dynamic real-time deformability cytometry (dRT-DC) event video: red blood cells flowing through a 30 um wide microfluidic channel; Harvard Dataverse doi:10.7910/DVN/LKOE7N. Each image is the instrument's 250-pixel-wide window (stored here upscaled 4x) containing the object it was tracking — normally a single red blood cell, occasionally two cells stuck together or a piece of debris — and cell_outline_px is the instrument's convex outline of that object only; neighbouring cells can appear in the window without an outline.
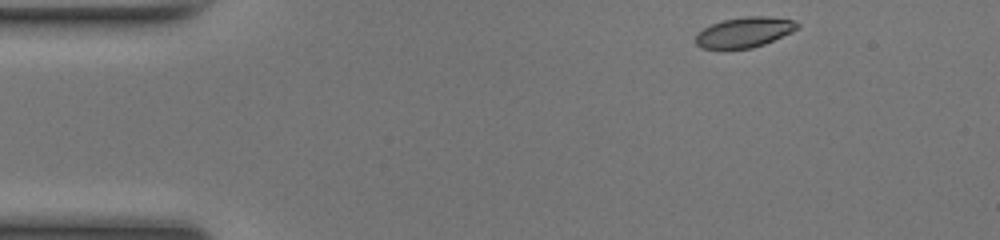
{"species": "common noctule bat (a hibernating species)", "species_latin": "Nyctalus noctula", "temperature_condition": "room temperature", "stored_images_in_passage": 44, "camera_frame_rate_fps": 3000, "um_per_image_px": 0.085, "animal": {"sex": "female", "body_mass_g": 17.0, "forearm_length_mm": 48.0}, "frame": {"image": 1, "passage_image": 1, "time_ms": 0.0, "image_size_px": [1000, 240], "cell_outline_px": [[800, 24], [792, 32], [764, 44], [752, 48], [700, 48], [696, 44], [696, 32], [712, 24], [724, 20], [748, 16], [768, 16], [792, 20]], "centroid_in_image_um": [63.26, 2.74], "position_along_channel_um": 21.7, "area_um2": 17.69}}
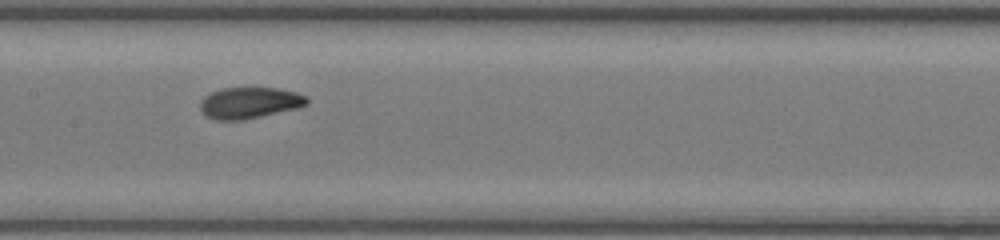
{"frame": {"image": 2, "passage_image": 19, "time_ms": 6.0, "image_size_px": [1000, 240], "cell_outline_px": [[308, 104], [300, 108], [244, 120], [216, 120], [208, 116], [200, 108], [200, 104], [204, 96], [212, 92], [224, 88], [276, 88], [296, 92], [308, 96]], "centroid_in_image_um": [21.27, 8.74], "position_along_channel_um": 186.1, "area_um2": 19.48}}
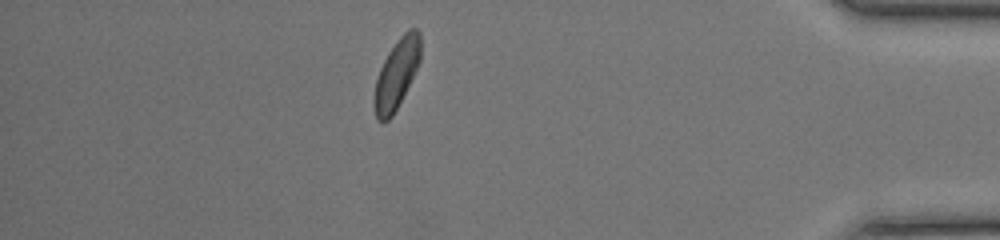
{"frame": {"image": 3, "passage_image": 38, "time_ms": 12.333, "image_size_px": [1000, 240], "cell_outline_px": [[420, 60], [392, 116], [388, 120], [376, 120], [372, 104], [372, 100], [376, 80], [380, 68], [388, 52], [400, 36], [408, 28], [416, 28], [420, 32]], "centroid_in_image_um": [33.67, 6.27], "position_along_channel_um": 401.5, "area_um2": 18.5}, "authors_computed_cell_mechanics": {"area_um2": 19.0451, "velocity_mm_per_s": 4.1254, "shape_relaxation_time_tau1_ms": 2.3443, "shape_relaxation_time_tau2_ms": 1.9193, "deformation_change_tau1": 0.1108, "deformation_change_tau2": 0.0582}}